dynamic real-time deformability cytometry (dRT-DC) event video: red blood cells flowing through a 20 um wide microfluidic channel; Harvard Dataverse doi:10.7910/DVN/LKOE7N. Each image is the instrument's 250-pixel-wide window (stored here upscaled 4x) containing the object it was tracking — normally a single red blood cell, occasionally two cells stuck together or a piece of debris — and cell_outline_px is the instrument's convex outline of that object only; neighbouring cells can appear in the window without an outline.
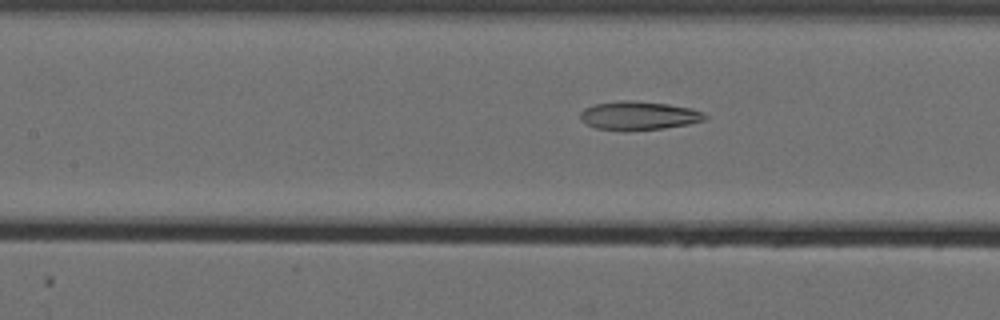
{"species": "Egyptian fruit bat (a non-hibernating species)", "species_latin": "Rousettus aegyptiacus", "temperature_condition": "cold", "stored_images_in_passage": 12, "camera_frame_rate_fps": 3000, "um_per_image_px": 0.085, "animal": {"sex": "female"}, "frame": {"image": 1, "passage_image": 10, "time_ms": 3.0, "image_size_px": [1000, 320], "cell_outline_px": [[708, 116], [704, 120], [688, 124], [664, 128], [624, 132], [596, 128], [580, 120], [580, 112], [584, 108], [596, 104], [616, 100], [632, 100], [668, 104], [688, 108], [704, 112]], "centroid_in_image_um": [54.26, 9.84], "position_along_channel_um": 153.1, "area_um2": 21.04}}